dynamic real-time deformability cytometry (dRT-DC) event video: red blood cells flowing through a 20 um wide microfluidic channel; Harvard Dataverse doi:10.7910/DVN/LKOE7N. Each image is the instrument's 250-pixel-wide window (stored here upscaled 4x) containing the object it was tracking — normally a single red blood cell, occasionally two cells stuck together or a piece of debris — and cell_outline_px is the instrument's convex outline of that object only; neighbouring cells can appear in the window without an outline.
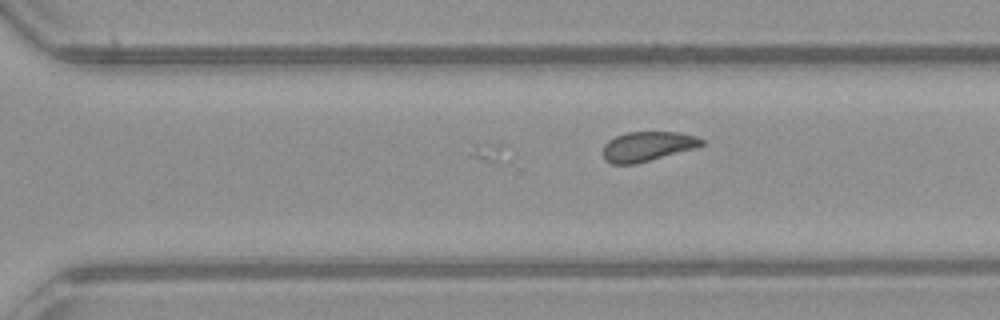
{"species": "common noctule bat (a hibernating species)", "species_latin": "Nyctalus noctula", "temperature_condition": "warm", "stored_images_in_passage": 22, "camera_frame_rate_fps": 3000, "um_per_image_px": 0.085, "animal": {"sex": "female", "body_mass_g": 21.9}, "frame": {"image": 1, "passage_image": 22, "time_ms": 7.0, "image_size_px": [1000, 320], "cell_outline_px": [[704, 144], [696, 148], [636, 164], [612, 164], [604, 160], [604, 144], [608, 140], [616, 136], [628, 132], [680, 132], [696, 136], [704, 140]], "centroid_in_image_um": [55.05, 12.44], "position_along_channel_um": 315.6, "area_um2": 17.11}}